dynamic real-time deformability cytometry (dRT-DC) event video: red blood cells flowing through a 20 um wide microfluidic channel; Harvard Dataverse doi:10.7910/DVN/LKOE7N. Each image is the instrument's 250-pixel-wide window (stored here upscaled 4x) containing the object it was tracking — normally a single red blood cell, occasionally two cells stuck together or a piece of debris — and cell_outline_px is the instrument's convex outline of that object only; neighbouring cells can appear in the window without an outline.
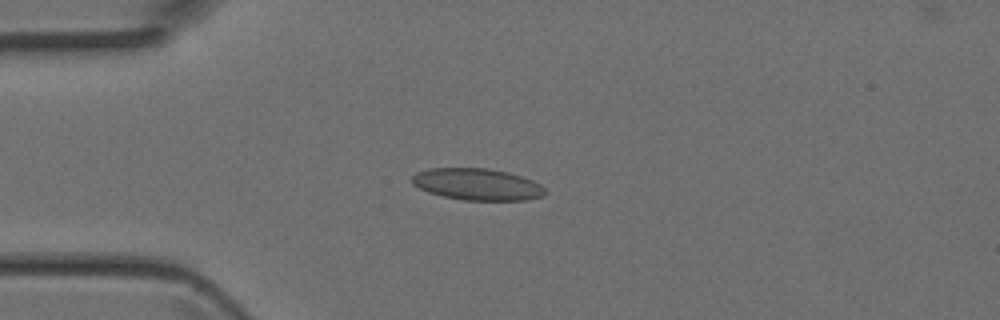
{"species": "Egyptian fruit bat (a non-hibernating species)", "species_latin": "Rousettus aegyptiacus", "temperature_condition": "room temperature", "stored_images_in_passage": 35, "camera_frame_rate_fps": 3000, "um_per_image_px": 0.085, "animal": {"sex": "female"}, "frame": {"image": 1, "passage_image": 1, "time_ms": 0.0, "image_size_px": [1000, 320], "cell_outline_px": [[544, 196], [524, 200], [464, 200], [444, 196], [428, 192], [412, 184], [412, 176], [416, 172], [428, 168], [484, 168], [508, 172], [532, 180], [540, 184], [544, 188]], "centroid_in_image_um": [40.54, 15.66], "position_along_channel_um": 44.5, "area_um2": 24.45}}
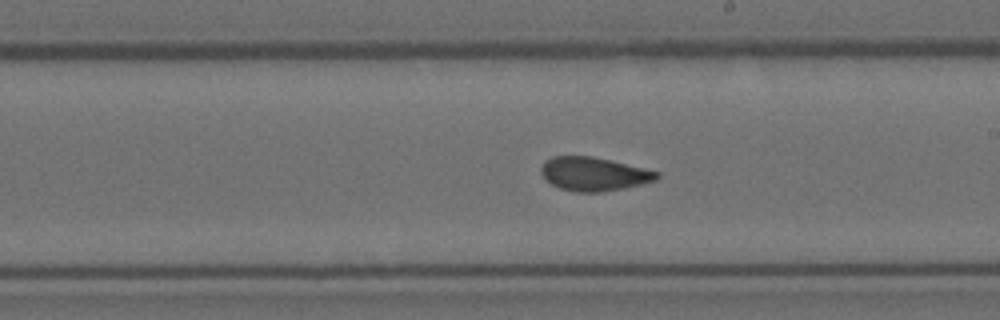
{"frame": {"image": 2, "passage_image": 15, "time_ms": 4.667, "image_size_px": [1000, 320], "cell_outline_px": [[660, 176], [656, 180], [624, 188], [600, 192], [576, 192], [560, 188], [544, 180], [540, 172], [540, 168], [544, 160], [552, 156], [592, 156], [644, 168], [660, 172]], "centroid_in_image_um": [50.43, 14.78], "position_along_channel_um": 238.6, "area_um2": 22.77}}
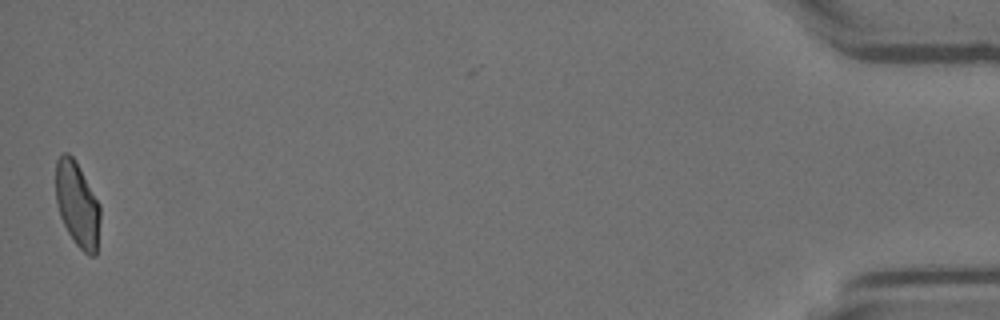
{"frame": {"image": 3, "passage_image": 34, "time_ms": 11.0, "image_size_px": [1000, 320], "cell_outline_px": [[100, 220], [96, 256], [88, 256], [76, 244], [68, 232], [60, 216], [56, 200], [56, 160], [64, 152], [68, 152], [76, 160], [100, 204]], "centroid_in_image_um": [6.58, 17.37], "position_along_channel_um": 428.6, "area_um2": 22.08}}